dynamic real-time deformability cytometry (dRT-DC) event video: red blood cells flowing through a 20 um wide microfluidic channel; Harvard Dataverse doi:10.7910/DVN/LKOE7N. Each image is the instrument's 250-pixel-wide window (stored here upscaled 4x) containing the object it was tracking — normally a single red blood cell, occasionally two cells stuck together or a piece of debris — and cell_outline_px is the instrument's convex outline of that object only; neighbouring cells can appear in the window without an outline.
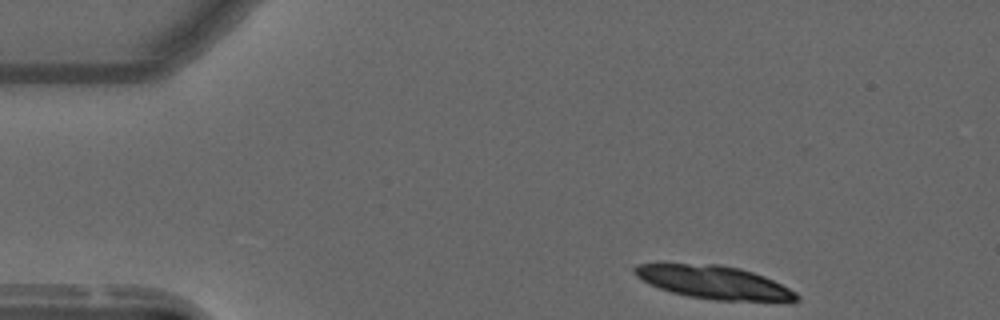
{"species": "common noctule bat (a hibernating species)", "species_latin": "Nyctalus noctula", "temperature_condition": "warm", "stored_images_in_passage": 42, "segment_of_instrument_passage": [1, 2], "camera_frame_rate_fps": 3000, "um_per_image_px": 0.085, "animal": {"sex": "male", "forearm_length_mm": 52.5}, "frame": {"image": 1, "passage_image": 1, "time_ms": 0.0, "image_size_px": [1000, 320], "cell_outline_px": [[800, 300], [716, 300], [688, 296], [672, 292], [660, 288], [636, 276], [632, 268], [636, 264], [660, 260], [720, 264], [740, 268], [764, 276], [796, 292], [800, 296]], "centroid_in_image_um": [60.53, 23.92], "position_along_channel_um": 24.5, "area_um2": 31.79}}